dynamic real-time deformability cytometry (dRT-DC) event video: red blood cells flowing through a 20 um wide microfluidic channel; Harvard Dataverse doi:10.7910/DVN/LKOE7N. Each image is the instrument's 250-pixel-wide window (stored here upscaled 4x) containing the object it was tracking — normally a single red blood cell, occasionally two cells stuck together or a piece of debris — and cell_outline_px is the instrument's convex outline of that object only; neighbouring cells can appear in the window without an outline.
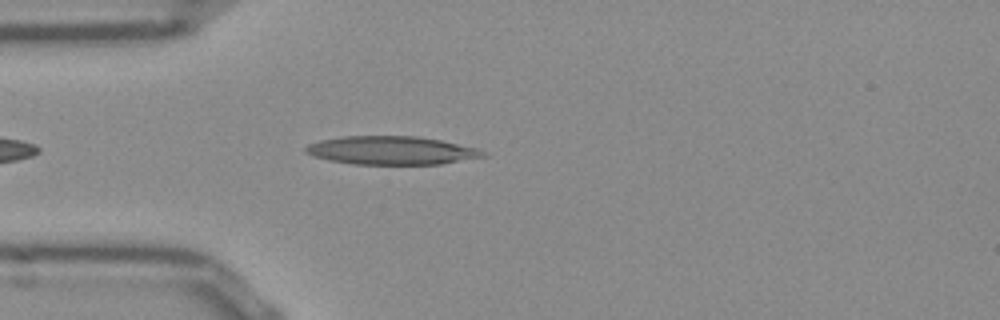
{"species": "Egyptian fruit bat (a non-hibernating species)", "species_latin": "Rousettus aegyptiacus", "temperature_condition": "room temperature", "stored_images_in_passage": 27, "camera_frame_rate_fps": 3000, "um_per_image_px": 0.085, "frame": {"image": 1, "passage_image": 4, "time_ms": 1.0, "image_size_px": [1000, 320], "cell_outline_px": [[488, 156], [440, 164], [352, 164], [312, 156], [304, 152], [304, 148], [308, 144], [320, 140], [340, 136], [416, 136], [440, 140], [476, 148], [488, 152]], "centroid_in_image_um": [33.27, 12.78], "position_along_channel_um": 51.7, "area_um2": 29.36}}
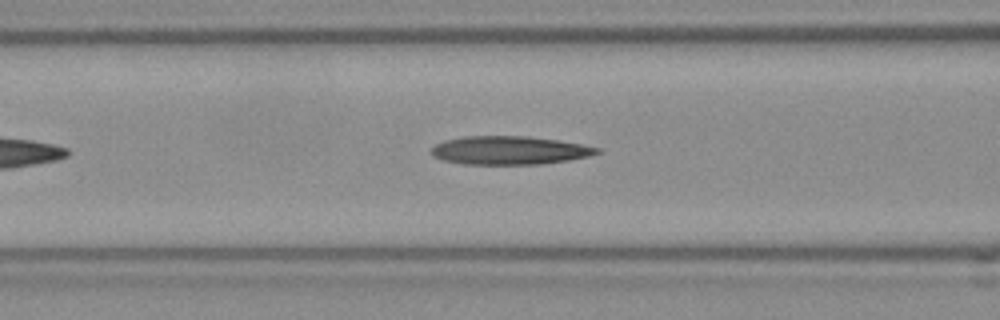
{"frame": {"image": 2, "passage_image": 10, "time_ms": 3.0, "image_size_px": [1000, 320], "cell_outline_px": [[604, 152], [588, 156], [568, 160], [544, 164], [464, 164], [444, 160], [432, 156], [432, 148], [436, 144], [444, 140], [464, 136], [524, 136], [556, 140], [580, 144], [600, 148]], "centroid_in_image_um": [43.31, 12.78], "position_along_channel_um": 123.3, "area_um2": 27.34}}
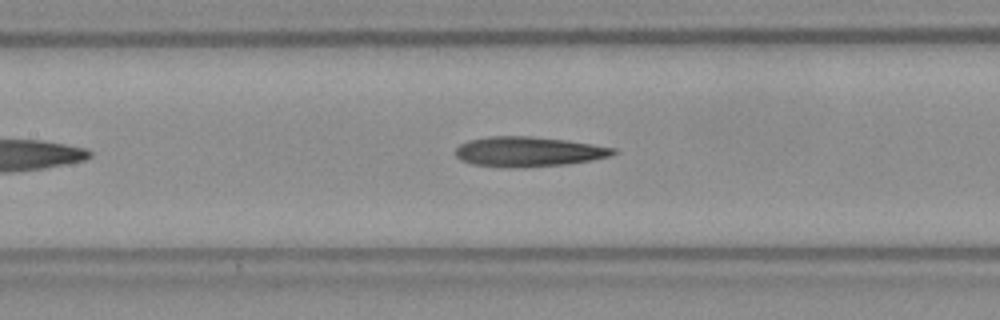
{"frame": {"image": 3, "passage_image": 13, "time_ms": 4.0, "image_size_px": [1000, 320], "cell_outline_px": [[620, 152], [612, 156], [592, 160], [568, 164], [512, 168], [508, 168], [472, 164], [460, 160], [456, 156], [456, 148], [460, 144], [468, 140], [488, 136], [528, 136], [568, 140], [616, 148]], "centroid_in_image_um": [44.94, 12.89], "position_along_channel_um": 162.5, "area_um2": 27.8}}